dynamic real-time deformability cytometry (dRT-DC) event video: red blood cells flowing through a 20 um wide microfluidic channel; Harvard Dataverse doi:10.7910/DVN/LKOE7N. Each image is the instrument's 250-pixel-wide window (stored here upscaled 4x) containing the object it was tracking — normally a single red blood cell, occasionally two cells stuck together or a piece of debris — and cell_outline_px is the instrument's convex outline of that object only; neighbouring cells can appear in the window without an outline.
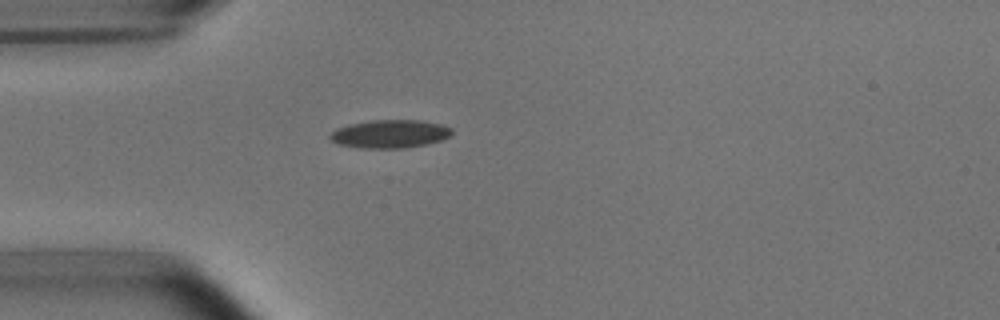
{"species": "common noctule bat (a hibernating species)", "species_latin": "Nyctalus noctula", "temperature_condition": "room temperature", "stored_images_in_passage": 1, "camera_frame_rate_fps": 3000, "um_per_image_px": 0.085, "animal": {"sex": "male", "body_mass_g": 15.6}, "frame": {"image": 1, "passage_image": 1, "time_ms": 0.0, "image_size_px": [1000, 320], "cell_outline_px": [[452, 136], [440, 140], [424, 144], [404, 148], [360, 148], [340, 144], [332, 140], [328, 136], [336, 128], [348, 124], [372, 120], [420, 120], [440, 124], [452, 128]], "centroid_in_image_um": [33.14, 11.37], "position_along_channel_um": 51.9, "area_um2": 19.94}}